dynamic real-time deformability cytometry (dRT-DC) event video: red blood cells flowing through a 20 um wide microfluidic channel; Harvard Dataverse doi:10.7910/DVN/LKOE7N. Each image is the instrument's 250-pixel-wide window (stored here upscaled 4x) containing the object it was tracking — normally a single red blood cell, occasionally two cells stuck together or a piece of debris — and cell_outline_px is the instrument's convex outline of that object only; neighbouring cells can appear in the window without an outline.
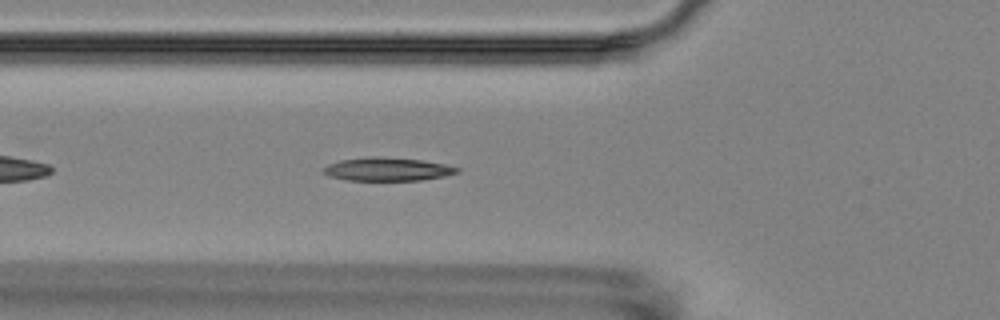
{"species": "Egyptian fruit bat (a non-hibernating species)", "species_latin": "Rousettus aegyptiacus", "temperature_condition": "room temperature", "stored_images_in_passage": 3, "camera_frame_rate_fps": 3000, "um_per_image_px": 0.085, "animal": {"sex": "female"}, "frame": {"image": 1, "passage_image": 3, "time_ms": 2.333, "image_size_px": [1000, 320], "cell_outline_px": [[460, 172], [444, 176], [420, 180], [348, 180], [328, 176], [320, 172], [320, 168], [328, 164], [340, 160], [368, 156], [380, 156], [420, 160], [444, 164], [460, 168]], "centroid_in_image_um": [32.86, 14.37], "position_along_channel_um": 92.9, "area_um2": 18.32}}